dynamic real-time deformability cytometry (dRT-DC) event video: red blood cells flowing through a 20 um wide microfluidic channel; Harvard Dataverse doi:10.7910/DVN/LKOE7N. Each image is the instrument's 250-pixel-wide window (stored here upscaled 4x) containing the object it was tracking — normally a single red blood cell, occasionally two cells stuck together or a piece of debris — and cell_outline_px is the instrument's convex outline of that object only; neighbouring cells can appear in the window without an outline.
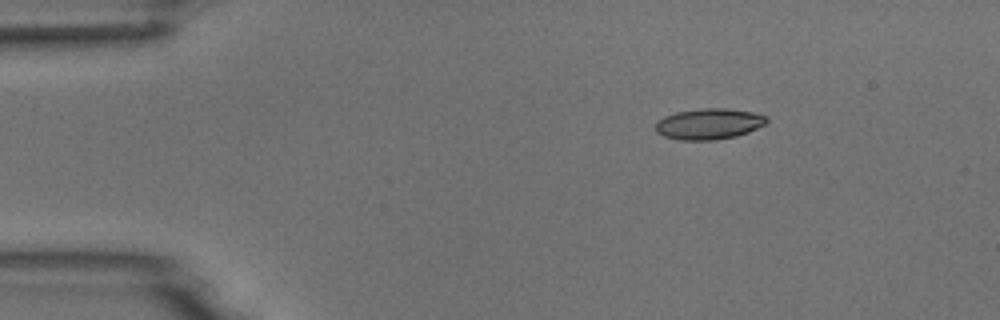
{"species": "common noctule bat (a hibernating species)", "species_latin": "Nyctalus noctula", "temperature_condition": "room temperature", "stored_images_in_passage": 2, "camera_frame_rate_fps": 3000, "um_per_image_px": 0.085, "animal": {"sex": "male", "body_mass_g": 18.8}, "frame": {"image": 1, "passage_image": 1, "time_ms": 0.0, "image_size_px": [1000, 320], "cell_outline_px": [[768, 120], [764, 124], [748, 132], [736, 136], [716, 140], [680, 140], [664, 136], [656, 132], [656, 120], [664, 116], [676, 112], [700, 108], [724, 108], [752, 112], [768, 116]], "centroid_in_image_um": [60.23, 10.53], "position_along_channel_um": 24.8, "area_um2": 20.06}}